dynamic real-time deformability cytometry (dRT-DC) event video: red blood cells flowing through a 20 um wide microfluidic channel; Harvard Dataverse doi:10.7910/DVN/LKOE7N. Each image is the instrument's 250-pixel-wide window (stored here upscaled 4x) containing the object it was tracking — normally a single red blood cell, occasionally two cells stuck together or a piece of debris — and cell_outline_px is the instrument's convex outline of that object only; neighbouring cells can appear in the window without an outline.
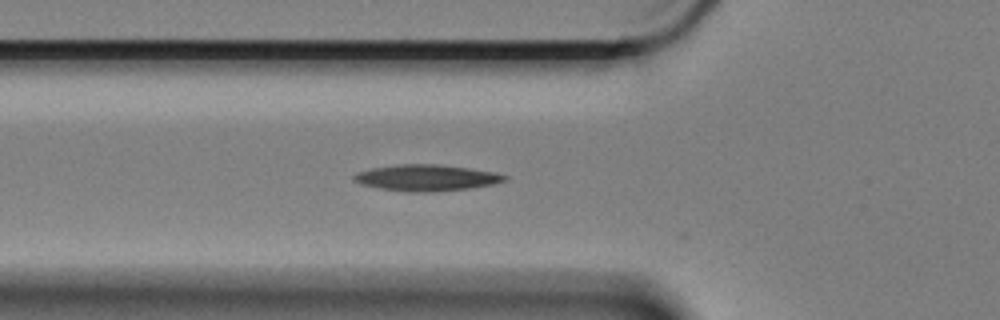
{"species": "Egyptian fruit bat (a non-hibernating species)", "species_latin": "Rousettus aegyptiacus", "temperature_condition": "cold", "stored_images_in_passage": 4, "camera_frame_rate_fps": 3000, "um_per_image_px": 0.085, "animal": {"sex": "female"}, "frame": {"image": 1, "passage_image": 3, "time_ms": 0.667, "image_size_px": [1000, 320], "cell_outline_px": [[508, 180], [492, 184], [468, 188], [436, 192], [408, 192], [380, 188], [360, 184], [352, 180], [352, 176], [356, 172], [372, 168], [400, 164], [436, 164], [468, 168], [496, 172], [508, 176]], "centroid_in_image_um": [36.23, 15.11], "position_along_channel_um": 89.6, "area_um2": 23.12}}